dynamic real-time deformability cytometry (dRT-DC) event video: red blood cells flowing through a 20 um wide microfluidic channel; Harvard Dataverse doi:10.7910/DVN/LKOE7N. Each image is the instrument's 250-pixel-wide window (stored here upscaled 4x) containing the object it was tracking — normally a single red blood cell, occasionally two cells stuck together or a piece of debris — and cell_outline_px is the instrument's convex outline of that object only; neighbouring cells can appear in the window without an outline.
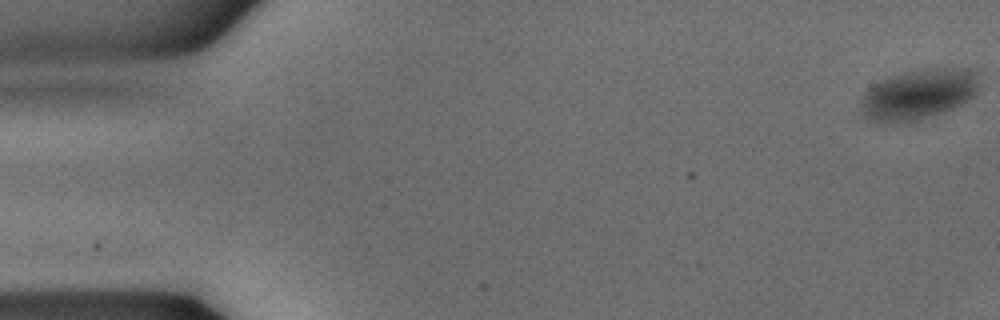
{"species": "common noctule bat (a hibernating species)", "species_latin": "Nyctalus noctula", "temperature_condition": "warm", "stored_images_in_passage": 12, "camera_frame_rate_fps": 3000, "um_per_image_px": 0.085, "animal": {"sex": "male", "body_mass_g": 15.6}, "frame": {"image": 1, "passage_image": 1, "time_ms": 0.0, "image_size_px": [1000, 320], "cell_outline_px": [[980, 88], [964, 104], [920, 120], [888, 124], [868, 120], [864, 116], [860, 104], [860, 100], [864, 92], [872, 84], [892, 76], [904, 72], [936, 68], [968, 68], [976, 72], [980, 80]], "centroid_in_image_um": [78.07, 8.03], "position_along_channel_um": 6.9, "area_um2": 35.14}}